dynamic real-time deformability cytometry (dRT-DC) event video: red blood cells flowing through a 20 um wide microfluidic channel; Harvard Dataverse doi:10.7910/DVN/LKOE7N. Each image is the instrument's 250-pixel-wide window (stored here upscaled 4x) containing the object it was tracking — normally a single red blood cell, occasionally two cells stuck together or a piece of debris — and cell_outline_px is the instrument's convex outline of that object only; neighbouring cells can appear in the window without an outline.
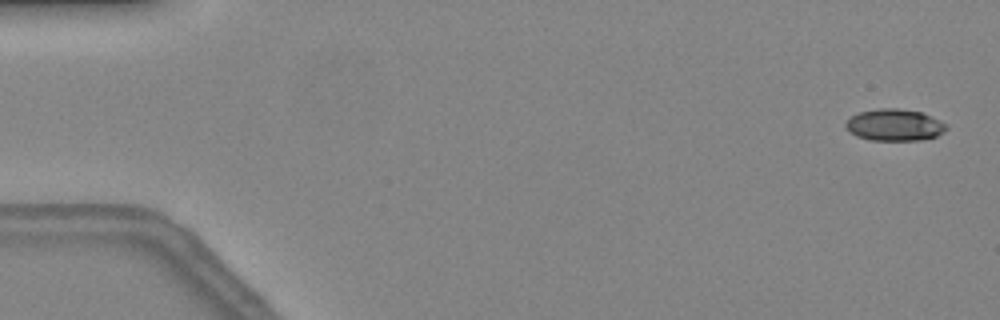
{"species": "common noctule bat (a hibernating species)", "species_latin": "Nyctalus noctula", "temperature_condition": "warm", "stored_images_in_passage": 48, "camera_frame_rate_fps": 3000, "um_per_image_px": 0.085, "animal": {"sex": "female", "body_mass_g": 24.6, "forearm_length_mm": 56.2}, "frame": {"image": 1, "passage_image": 2, "time_ms": 0.333, "image_size_px": [1000, 320], "cell_outline_px": [[948, 128], [944, 132], [936, 136], [920, 140], [868, 140], [856, 136], [848, 132], [844, 124], [848, 116], [860, 112], [880, 108], [900, 108], [920, 112], [940, 120], [948, 124]], "centroid_in_image_um": [76.0, 10.62], "position_along_channel_um": 9.0, "area_um2": 18.9}}
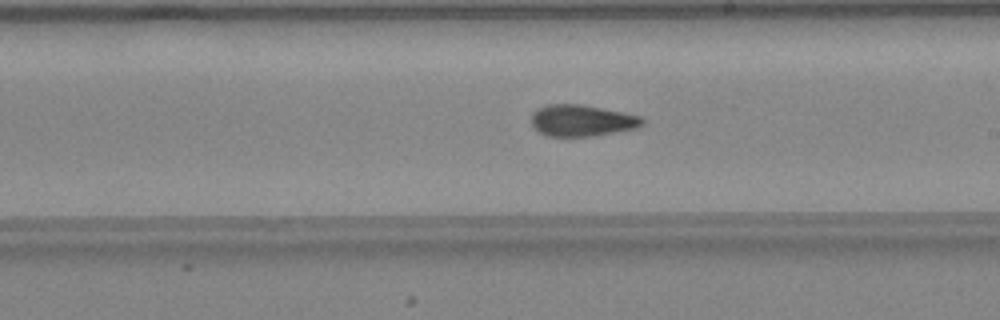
{"frame": {"image": 2, "passage_image": 28, "time_ms": 9.0, "image_size_px": [1000, 320], "cell_outline_px": [[644, 124], [636, 128], [592, 136], [544, 136], [532, 128], [532, 112], [536, 108], [548, 104], [580, 104], [640, 116], [644, 120]], "centroid_in_image_um": [49.39, 10.25], "position_along_channel_um": 239.6, "area_um2": 20.35}}
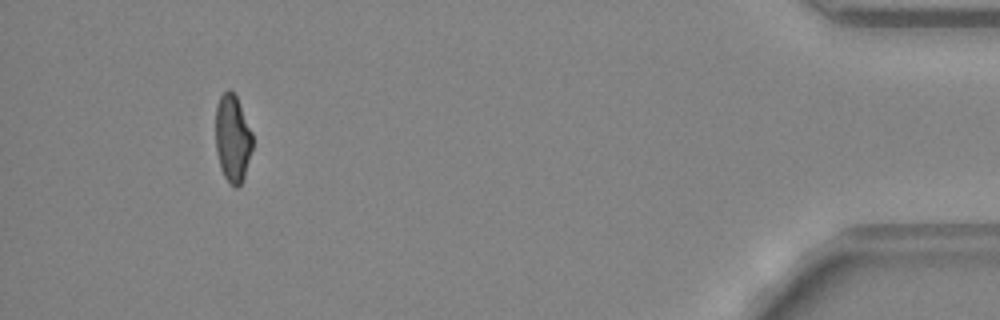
{"frame": {"image": 3, "passage_image": 45, "time_ms": 14.667, "image_size_px": [1000, 320], "cell_outline_px": [[252, 148], [244, 176], [240, 184], [236, 188], [224, 176], [220, 168], [216, 152], [216, 104], [220, 96], [228, 88], [236, 96], [252, 132]], "centroid_in_image_um": [19.75, 11.74], "position_along_channel_um": 415.4, "area_um2": 18.61}, "authors_computed_cell_mechanics": {"area_um2": 19.8832, "velocity_mm_per_s": 4.3363, "shape_relaxation_time_tau1_ms": 10.0236, "shape_relaxation_time_tau2_ms": 3.0152, "deformation_change_tau1": 0.2761, "deformation_change_tau2": 0.1021}}